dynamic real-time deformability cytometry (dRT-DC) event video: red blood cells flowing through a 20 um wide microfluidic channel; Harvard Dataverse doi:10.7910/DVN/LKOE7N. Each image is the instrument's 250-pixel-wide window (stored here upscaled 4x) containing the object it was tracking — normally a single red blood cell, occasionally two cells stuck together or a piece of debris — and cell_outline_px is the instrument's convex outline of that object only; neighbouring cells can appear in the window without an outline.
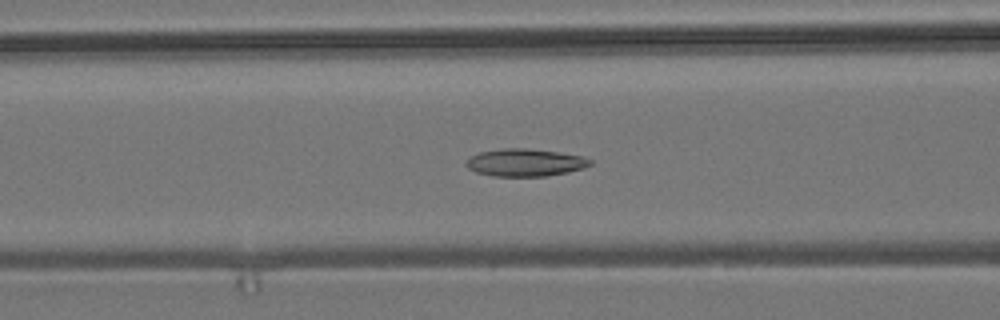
{"species": "common noctule bat (a hibernating species)", "species_latin": "Nyctalus noctula", "temperature_condition": "room temperature", "stored_images_in_passage": 55, "camera_frame_rate_fps": 3000, "um_per_image_px": 0.085, "animal": {"sex": "male", "body_mass_g": 19.2, "forearm_length_mm": 51.8}, "frame": {"image": 1, "passage_image": 22, "time_ms": 7.0, "image_size_px": [1000, 320], "cell_outline_px": [[592, 164], [584, 168], [568, 172], [548, 176], [492, 176], [476, 172], [468, 168], [464, 164], [468, 156], [480, 152], [504, 148], [528, 148], [584, 156], [592, 160]], "centroid_in_image_um": [44.62, 13.81], "position_along_channel_um": 122.0, "area_um2": 20.06}}
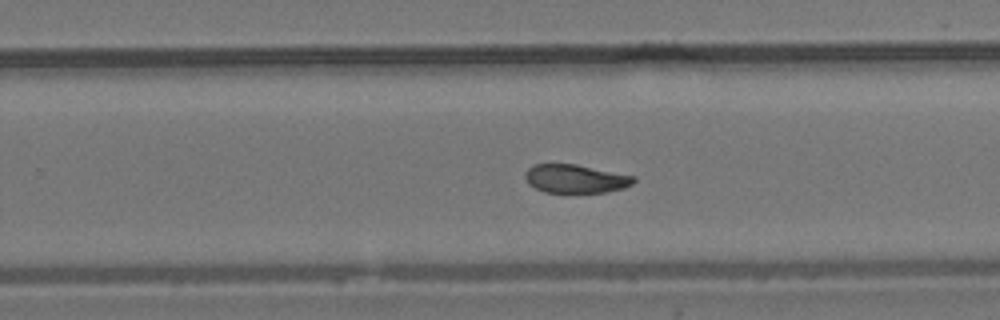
{"frame": {"image": 2, "passage_image": 35, "time_ms": 11.333, "image_size_px": [1000, 320], "cell_outline_px": [[636, 180], [632, 184], [624, 188], [608, 192], [544, 192], [528, 184], [524, 176], [524, 172], [532, 164], [576, 164], [636, 176]], "centroid_in_image_um": [48.91, 15.18], "position_along_channel_um": 280.9, "area_um2": 18.15}}
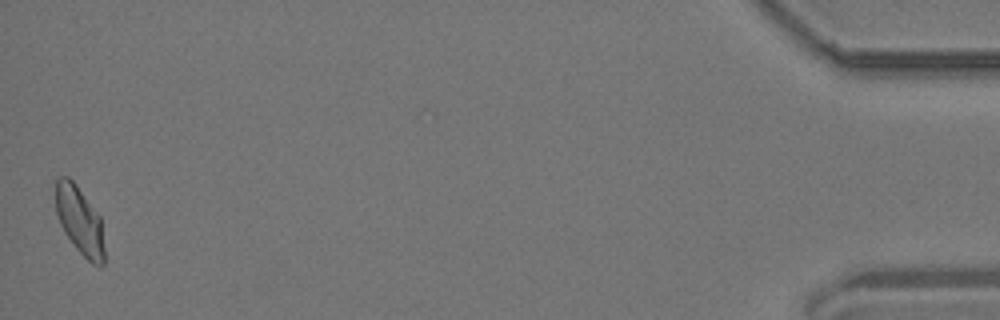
{"frame": {"image": 3, "passage_image": 55, "time_ms": 18.0, "image_size_px": [1000, 320], "cell_outline_px": [[104, 264], [100, 268], [92, 264], [76, 248], [64, 232], [60, 224], [56, 212], [56, 180], [60, 176], [68, 176], [76, 184], [100, 216], [104, 248]], "centroid_in_image_um": [6.78, 18.76], "position_along_channel_um": 428.4, "area_um2": 19.25}, "authors_computed_cell_mechanics": {"area_um2": 19.5364, "velocity_mm_per_s": 3.6769, "shape_relaxation_time_tau1_ms": null, "shape_relaxation_time_tau2_ms": 4.1739, "deformation_change_tau1": null, "deformation_change_tau2": 0.0677}}